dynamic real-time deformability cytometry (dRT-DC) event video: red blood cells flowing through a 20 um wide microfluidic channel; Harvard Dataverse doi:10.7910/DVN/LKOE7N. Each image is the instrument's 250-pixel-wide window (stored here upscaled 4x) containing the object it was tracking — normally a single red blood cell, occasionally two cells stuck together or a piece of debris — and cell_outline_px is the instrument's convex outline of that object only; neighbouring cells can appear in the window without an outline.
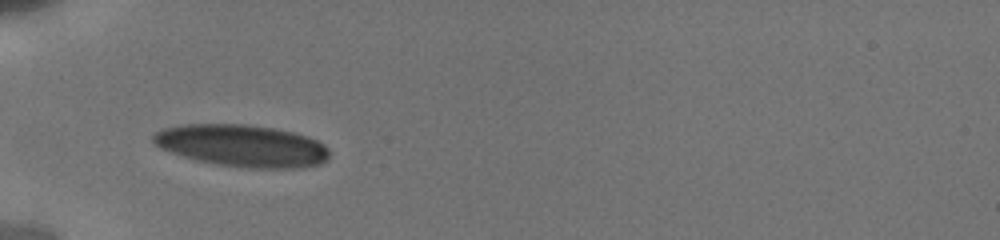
{"species": "human", "species_latin": "Homo sapiens", "temperature_condition": "cold", "stored_images_in_passage": 11, "camera_frame_rate_fps": 3000, "um_per_image_px": 0.085, "donor": {"sex": "male"}, "frame": {"image": 1, "passage_image": 1, "time_ms": 0.0, "image_size_px": [1000, 240], "cell_outline_px": [[328, 160], [320, 164], [304, 168], [252, 168], [216, 164], [196, 160], [160, 148], [152, 140], [152, 136], [156, 132], [164, 128], [184, 124], [244, 124], [272, 128], [292, 132], [308, 136], [324, 144], [328, 148]], "centroid_in_image_um": [20.6, 12.39], "position_along_channel_um": 64.4, "area_um2": 43.12}}
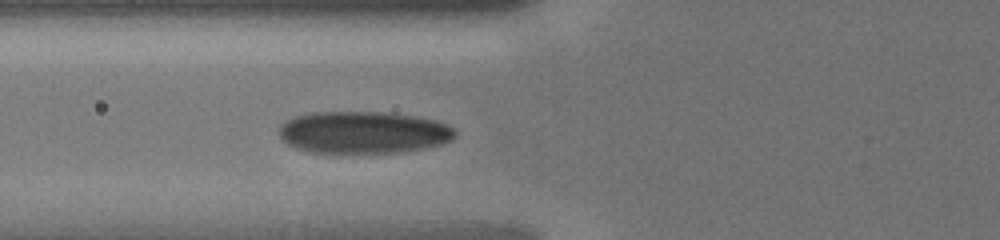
{"frame": {"image": 2, "passage_image": 5, "time_ms": 1.0, "image_size_px": [1000, 240], "cell_outline_px": [[456, 136], [452, 140], [440, 144], [424, 148], [400, 152], [312, 152], [296, 148], [288, 144], [280, 136], [280, 124], [296, 116], [316, 112], [380, 112], [412, 116], [436, 120], [448, 124], [456, 128]], "centroid_in_image_um": [30.93, 11.25], "position_along_channel_um": 94.9, "area_um2": 42.89}}
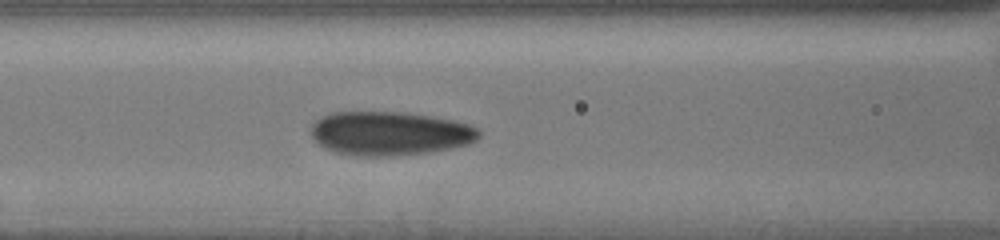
{"frame": {"image": 3, "passage_image": 9, "time_ms": 2.0, "image_size_px": [1000, 240], "cell_outline_px": [[480, 136], [476, 140], [468, 144], [452, 148], [432, 152], [396, 156], [352, 156], [336, 152], [324, 148], [312, 140], [312, 124], [320, 116], [332, 112], [404, 112], [432, 116], [456, 120], [468, 124], [476, 128], [480, 132]], "centroid_in_image_um": [33.12, 11.34], "position_along_channel_um": 133.5, "area_um2": 43.47}}